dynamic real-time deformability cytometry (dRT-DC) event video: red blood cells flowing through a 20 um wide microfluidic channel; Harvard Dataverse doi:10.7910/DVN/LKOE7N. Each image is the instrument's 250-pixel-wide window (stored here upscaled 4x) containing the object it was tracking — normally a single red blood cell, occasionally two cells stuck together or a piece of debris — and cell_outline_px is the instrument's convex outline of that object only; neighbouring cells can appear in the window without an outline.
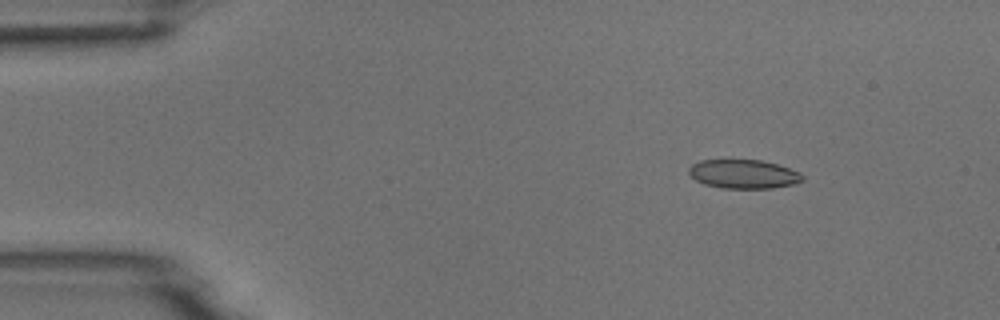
{"species": "common noctule bat (a hibernating species)", "species_latin": "Nyctalus noctula", "temperature_condition": "room temperature", "stored_images_in_passage": 5, "camera_frame_rate_fps": 3000, "um_per_image_px": 0.085, "animal": {"sex": "male", "body_mass_g": 18.8}, "frame": {"image": 1, "passage_image": 2, "time_ms": 1.333, "image_size_px": [1000, 320], "cell_outline_px": [[804, 180], [792, 184], [772, 188], [720, 188], [704, 184], [696, 180], [688, 172], [688, 168], [692, 164], [700, 160], [760, 160], [776, 164], [800, 172], [804, 176]], "centroid_in_image_um": [63.19, 14.79], "position_along_channel_um": 21.8, "area_um2": 19.07}}
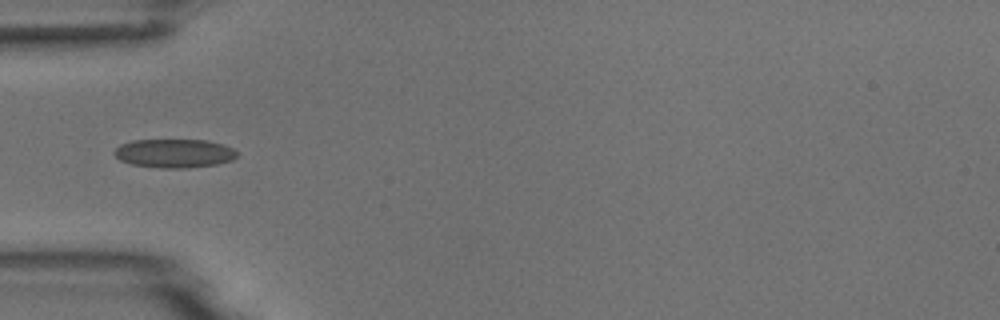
{"frame": {"image": 2, "passage_image": 5, "time_ms": 4.667, "image_size_px": [1000, 320], "cell_outline_px": [[236, 156], [232, 160], [216, 164], [188, 168], [160, 168], [132, 164], [120, 160], [112, 152], [120, 144], [132, 140], [204, 140], [224, 144], [232, 148], [236, 152]], "centroid_in_image_um": [14.79, 13.03], "position_along_channel_um": 70.2, "area_um2": 20.52}}